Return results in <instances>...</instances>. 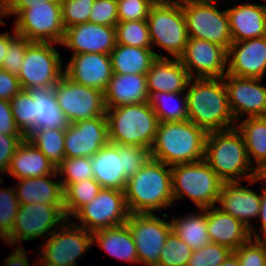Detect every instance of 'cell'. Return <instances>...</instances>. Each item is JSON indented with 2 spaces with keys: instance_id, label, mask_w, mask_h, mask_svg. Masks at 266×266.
I'll use <instances>...</instances> for the list:
<instances>
[{
  "instance_id": "7402d4cb",
  "label": "cell",
  "mask_w": 266,
  "mask_h": 266,
  "mask_svg": "<svg viewBox=\"0 0 266 266\" xmlns=\"http://www.w3.org/2000/svg\"><path fill=\"white\" fill-rule=\"evenodd\" d=\"M64 73L74 82L105 92L113 74L110 54L71 55L65 63Z\"/></svg>"
},
{
  "instance_id": "9f6ffc18",
  "label": "cell",
  "mask_w": 266,
  "mask_h": 266,
  "mask_svg": "<svg viewBox=\"0 0 266 266\" xmlns=\"http://www.w3.org/2000/svg\"><path fill=\"white\" fill-rule=\"evenodd\" d=\"M44 1L60 2L61 0H6V16L16 18L23 10L28 9V4L44 3Z\"/></svg>"
},
{
  "instance_id": "91938a15",
  "label": "cell",
  "mask_w": 266,
  "mask_h": 266,
  "mask_svg": "<svg viewBox=\"0 0 266 266\" xmlns=\"http://www.w3.org/2000/svg\"><path fill=\"white\" fill-rule=\"evenodd\" d=\"M3 17L6 16V3H0V26L7 24L5 20H3Z\"/></svg>"
},
{
  "instance_id": "7a4b0ae2",
  "label": "cell",
  "mask_w": 266,
  "mask_h": 266,
  "mask_svg": "<svg viewBox=\"0 0 266 266\" xmlns=\"http://www.w3.org/2000/svg\"><path fill=\"white\" fill-rule=\"evenodd\" d=\"M124 195L130 214L162 213L174 205L171 166L150 158L127 179Z\"/></svg>"
},
{
  "instance_id": "d6a6232c",
  "label": "cell",
  "mask_w": 266,
  "mask_h": 266,
  "mask_svg": "<svg viewBox=\"0 0 266 266\" xmlns=\"http://www.w3.org/2000/svg\"><path fill=\"white\" fill-rule=\"evenodd\" d=\"M110 58L115 74H146L157 56L152 48L116 44Z\"/></svg>"
},
{
  "instance_id": "f907efd6",
  "label": "cell",
  "mask_w": 266,
  "mask_h": 266,
  "mask_svg": "<svg viewBox=\"0 0 266 266\" xmlns=\"http://www.w3.org/2000/svg\"><path fill=\"white\" fill-rule=\"evenodd\" d=\"M24 139L25 137L23 135H6L0 133V176L6 174L11 158Z\"/></svg>"
},
{
  "instance_id": "1f68e13d",
  "label": "cell",
  "mask_w": 266,
  "mask_h": 266,
  "mask_svg": "<svg viewBox=\"0 0 266 266\" xmlns=\"http://www.w3.org/2000/svg\"><path fill=\"white\" fill-rule=\"evenodd\" d=\"M28 91L35 102V116L37 117L35 130L42 128L65 130L69 126L70 122L57 103L54 87H36Z\"/></svg>"
},
{
  "instance_id": "e7e4bbea",
  "label": "cell",
  "mask_w": 266,
  "mask_h": 266,
  "mask_svg": "<svg viewBox=\"0 0 266 266\" xmlns=\"http://www.w3.org/2000/svg\"><path fill=\"white\" fill-rule=\"evenodd\" d=\"M152 4H165L166 0H149Z\"/></svg>"
},
{
  "instance_id": "9c48e42d",
  "label": "cell",
  "mask_w": 266,
  "mask_h": 266,
  "mask_svg": "<svg viewBox=\"0 0 266 266\" xmlns=\"http://www.w3.org/2000/svg\"><path fill=\"white\" fill-rule=\"evenodd\" d=\"M50 42H31L26 49L25 57L17 75L24 90L30 88L54 87L64 74V63L57 47Z\"/></svg>"
},
{
  "instance_id": "94428289",
  "label": "cell",
  "mask_w": 266,
  "mask_h": 266,
  "mask_svg": "<svg viewBox=\"0 0 266 266\" xmlns=\"http://www.w3.org/2000/svg\"><path fill=\"white\" fill-rule=\"evenodd\" d=\"M2 241L9 246L7 236L0 230V242Z\"/></svg>"
},
{
  "instance_id": "5b68a950",
  "label": "cell",
  "mask_w": 266,
  "mask_h": 266,
  "mask_svg": "<svg viewBox=\"0 0 266 266\" xmlns=\"http://www.w3.org/2000/svg\"><path fill=\"white\" fill-rule=\"evenodd\" d=\"M106 117L110 143L151 149L159 119L149 102L106 108Z\"/></svg>"
},
{
  "instance_id": "11a10c76",
  "label": "cell",
  "mask_w": 266,
  "mask_h": 266,
  "mask_svg": "<svg viewBox=\"0 0 266 266\" xmlns=\"http://www.w3.org/2000/svg\"><path fill=\"white\" fill-rule=\"evenodd\" d=\"M13 250L8 254L7 258L4 259V266H37L38 255L34 253V261L29 262L28 251L23 247L12 246Z\"/></svg>"
},
{
  "instance_id": "bcb514c9",
  "label": "cell",
  "mask_w": 266,
  "mask_h": 266,
  "mask_svg": "<svg viewBox=\"0 0 266 266\" xmlns=\"http://www.w3.org/2000/svg\"><path fill=\"white\" fill-rule=\"evenodd\" d=\"M233 252L240 266H266V242L263 239L251 238Z\"/></svg>"
},
{
  "instance_id": "db71d44e",
  "label": "cell",
  "mask_w": 266,
  "mask_h": 266,
  "mask_svg": "<svg viewBox=\"0 0 266 266\" xmlns=\"http://www.w3.org/2000/svg\"><path fill=\"white\" fill-rule=\"evenodd\" d=\"M0 133L22 135L14 121L11 101L4 99H0Z\"/></svg>"
},
{
  "instance_id": "30bf717a",
  "label": "cell",
  "mask_w": 266,
  "mask_h": 266,
  "mask_svg": "<svg viewBox=\"0 0 266 266\" xmlns=\"http://www.w3.org/2000/svg\"><path fill=\"white\" fill-rule=\"evenodd\" d=\"M67 220L64 206L42 203L20 205L13 229L7 236L9 246L23 247L22 243L42 238L44 241Z\"/></svg>"
},
{
  "instance_id": "b9f144b4",
  "label": "cell",
  "mask_w": 266,
  "mask_h": 266,
  "mask_svg": "<svg viewBox=\"0 0 266 266\" xmlns=\"http://www.w3.org/2000/svg\"><path fill=\"white\" fill-rule=\"evenodd\" d=\"M4 178L0 180V185ZM19 201L16 196L14 185L10 187L0 186V230L8 236L14 225V221L19 209Z\"/></svg>"
},
{
  "instance_id": "4316f807",
  "label": "cell",
  "mask_w": 266,
  "mask_h": 266,
  "mask_svg": "<svg viewBox=\"0 0 266 266\" xmlns=\"http://www.w3.org/2000/svg\"><path fill=\"white\" fill-rule=\"evenodd\" d=\"M207 230L211 243L226 246L232 251L251 239L248 227L216 206L207 208Z\"/></svg>"
},
{
  "instance_id": "680465c9",
  "label": "cell",
  "mask_w": 266,
  "mask_h": 266,
  "mask_svg": "<svg viewBox=\"0 0 266 266\" xmlns=\"http://www.w3.org/2000/svg\"><path fill=\"white\" fill-rule=\"evenodd\" d=\"M219 266H240L237 255L232 251Z\"/></svg>"
},
{
  "instance_id": "d6986e66",
  "label": "cell",
  "mask_w": 266,
  "mask_h": 266,
  "mask_svg": "<svg viewBox=\"0 0 266 266\" xmlns=\"http://www.w3.org/2000/svg\"><path fill=\"white\" fill-rule=\"evenodd\" d=\"M108 143L107 117L69 123L65 129V158L92 157Z\"/></svg>"
},
{
  "instance_id": "ee69618b",
  "label": "cell",
  "mask_w": 266,
  "mask_h": 266,
  "mask_svg": "<svg viewBox=\"0 0 266 266\" xmlns=\"http://www.w3.org/2000/svg\"><path fill=\"white\" fill-rule=\"evenodd\" d=\"M232 252L228 247L217 243H209L194 250L186 266H219Z\"/></svg>"
},
{
  "instance_id": "ab89813d",
  "label": "cell",
  "mask_w": 266,
  "mask_h": 266,
  "mask_svg": "<svg viewBox=\"0 0 266 266\" xmlns=\"http://www.w3.org/2000/svg\"><path fill=\"white\" fill-rule=\"evenodd\" d=\"M192 254L193 250L189 245L171 230L160 252L157 266H186Z\"/></svg>"
},
{
  "instance_id": "8992f818",
  "label": "cell",
  "mask_w": 266,
  "mask_h": 266,
  "mask_svg": "<svg viewBox=\"0 0 266 266\" xmlns=\"http://www.w3.org/2000/svg\"><path fill=\"white\" fill-rule=\"evenodd\" d=\"M171 182L174 205L187 198L196 209L216 206L224 183L204 159L172 165Z\"/></svg>"
},
{
  "instance_id": "7c38bea8",
  "label": "cell",
  "mask_w": 266,
  "mask_h": 266,
  "mask_svg": "<svg viewBox=\"0 0 266 266\" xmlns=\"http://www.w3.org/2000/svg\"><path fill=\"white\" fill-rule=\"evenodd\" d=\"M13 26L17 35L31 42H50L61 45L65 29L62 22L60 2L28 4L14 18Z\"/></svg>"
},
{
  "instance_id": "2e32d148",
  "label": "cell",
  "mask_w": 266,
  "mask_h": 266,
  "mask_svg": "<svg viewBox=\"0 0 266 266\" xmlns=\"http://www.w3.org/2000/svg\"><path fill=\"white\" fill-rule=\"evenodd\" d=\"M265 79L239 77L226 74L223 77L228 104L235 121L250 117L266 116Z\"/></svg>"
},
{
  "instance_id": "ffe728a7",
  "label": "cell",
  "mask_w": 266,
  "mask_h": 266,
  "mask_svg": "<svg viewBox=\"0 0 266 266\" xmlns=\"http://www.w3.org/2000/svg\"><path fill=\"white\" fill-rule=\"evenodd\" d=\"M115 26L81 23L65 29L62 47L72 54L102 53L110 54L116 46Z\"/></svg>"
},
{
  "instance_id": "52a82bcc",
  "label": "cell",
  "mask_w": 266,
  "mask_h": 266,
  "mask_svg": "<svg viewBox=\"0 0 266 266\" xmlns=\"http://www.w3.org/2000/svg\"><path fill=\"white\" fill-rule=\"evenodd\" d=\"M147 23L152 50L157 57L179 58L183 54L189 37L181 4H153ZM160 49L165 52L162 54Z\"/></svg>"
},
{
  "instance_id": "be15d7a7",
  "label": "cell",
  "mask_w": 266,
  "mask_h": 266,
  "mask_svg": "<svg viewBox=\"0 0 266 266\" xmlns=\"http://www.w3.org/2000/svg\"><path fill=\"white\" fill-rule=\"evenodd\" d=\"M188 1H197V0H166V3H184V2H188Z\"/></svg>"
},
{
  "instance_id": "f35d334b",
  "label": "cell",
  "mask_w": 266,
  "mask_h": 266,
  "mask_svg": "<svg viewBox=\"0 0 266 266\" xmlns=\"http://www.w3.org/2000/svg\"><path fill=\"white\" fill-rule=\"evenodd\" d=\"M116 43L140 48H152L147 20L118 21Z\"/></svg>"
},
{
  "instance_id": "9a60e30c",
  "label": "cell",
  "mask_w": 266,
  "mask_h": 266,
  "mask_svg": "<svg viewBox=\"0 0 266 266\" xmlns=\"http://www.w3.org/2000/svg\"><path fill=\"white\" fill-rule=\"evenodd\" d=\"M57 103L70 123L106 117L104 92L81 85L65 73L54 86Z\"/></svg>"
},
{
  "instance_id": "44dd1931",
  "label": "cell",
  "mask_w": 266,
  "mask_h": 266,
  "mask_svg": "<svg viewBox=\"0 0 266 266\" xmlns=\"http://www.w3.org/2000/svg\"><path fill=\"white\" fill-rule=\"evenodd\" d=\"M264 79L266 76V36L233 42L227 53V73Z\"/></svg>"
},
{
  "instance_id": "8d00e7d4",
  "label": "cell",
  "mask_w": 266,
  "mask_h": 266,
  "mask_svg": "<svg viewBox=\"0 0 266 266\" xmlns=\"http://www.w3.org/2000/svg\"><path fill=\"white\" fill-rule=\"evenodd\" d=\"M27 139L57 167L65 159V130L36 129Z\"/></svg>"
},
{
  "instance_id": "e575fe53",
  "label": "cell",
  "mask_w": 266,
  "mask_h": 266,
  "mask_svg": "<svg viewBox=\"0 0 266 266\" xmlns=\"http://www.w3.org/2000/svg\"><path fill=\"white\" fill-rule=\"evenodd\" d=\"M149 104L159 122L188 119L186 92H156L150 96Z\"/></svg>"
},
{
  "instance_id": "8fae6325",
  "label": "cell",
  "mask_w": 266,
  "mask_h": 266,
  "mask_svg": "<svg viewBox=\"0 0 266 266\" xmlns=\"http://www.w3.org/2000/svg\"><path fill=\"white\" fill-rule=\"evenodd\" d=\"M181 5L189 38L211 41L229 49L233 41L229 17L223 6L201 0L188 1Z\"/></svg>"
},
{
  "instance_id": "4dcf8cb0",
  "label": "cell",
  "mask_w": 266,
  "mask_h": 266,
  "mask_svg": "<svg viewBox=\"0 0 266 266\" xmlns=\"http://www.w3.org/2000/svg\"><path fill=\"white\" fill-rule=\"evenodd\" d=\"M236 128L243 135L250 163L260 174H265L266 116L240 119Z\"/></svg>"
},
{
  "instance_id": "cb8c5ba5",
  "label": "cell",
  "mask_w": 266,
  "mask_h": 266,
  "mask_svg": "<svg viewBox=\"0 0 266 266\" xmlns=\"http://www.w3.org/2000/svg\"><path fill=\"white\" fill-rule=\"evenodd\" d=\"M20 205L42 203L64 206L63 185L57 170L43 177L18 179L14 184Z\"/></svg>"
},
{
  "instance_id": "c3c4849f",
  "label": "cell",
  "mask_w": 266,
  "mask_h": 266,
  "mask_svg": "<svg viewBox=\"0 0 266 266\" xmlns=\"http://www.w3.org/2000/svg\"><path fill=\"white\" fill-rule=\"evenodd\" d=\"M152 5L149 0H117L118 20H147Z\"/></svg>"
},
{
  "instance_id": "d590c367",
  "label": "cell",
  "mask_w": 266,
  "mask_h": 266,
  "mask_svg": "<svg viewBox=\"0 0 266 266\" xmlns=\"http://www.w3.org/2000/svg\"><path fill=\"white\" fill-rule=\"evenodd\" d=\"M62 185L64 211L67 219H70L82 206L91 202L102 189L94 178Z\"/></svg>"
},
{
  "instance_id": "83f0119b",
  "label": "cell",
  "mask_w": 266,
  "mask_h": 266,
  "mask_svg": "<svg viewBox=\"0 0 266 266\" xmlns=\"http://www.w3.org/2000/svg\"><path fill=\"white\" fill-rule=\"evenodd\" d=\"M55 171V165L25 138L11 158L9 168L2 178L8 176L18 180L31 177H43L53 174Z\"/></svg>"
},
{
  "instance_id": "816d5d0a",
  "label": "cell",
  "mask_w": 266,
  "mask_h": 266,
  "mask_svg": "<svg viewBox=\"0 0 266 266\" xmlns=\"http://www.w3.org/2000/svg\"><path fill=\"white\" fill-rule=\"evenodd\" d=\"M258 183L262 189L261 191V202H260V213L257 220L258 228L255 226L250 229L251 238L253 239H264L266 237V176L260 174L258 176ZM259 230V231H258Z\"/></svg>"
},
{
  "instance_id": "ba28073f",
  "label": "cell",
  "mask_w": 266,
  "mask_h": 266,
  "mask_svg": "<svg viewBox=\"0 0 266 266\" xmlns=\"http://www.w3.org/2000/svg\"><path fill=\"white\" fill-rule=\"evenodd\" d=\"M37 246L38 262L44 266H78L93 246V235L67 219Z\"/></svg>"
},
{
  "instance_id": "6125c7cd",
  "label": "cell",
  "mask_w": 266,
  "mask_h": 266,
  "mask_svg": "<svg viewBox=\"0 0 266 266\" xmlns=\"http://www.w3.org/2000/svg\"><path fill=\"white\" fill-rule=\"evenodd\" d=\"M201 1H204V2H207V3H214V4L218 5L219 3H221V1H223V3H225V1H227V0H201ZM236 1L238 2V0H236ZM232 2H235V0H233Z\"/></svg>"
},
{
  "instance_id": "f546056e",
  "label": "cell",
  "mask_w": 266,
  "mask_h": 266,
  "mask_svg": "<svg viewBox=\"0 0 266 266\" xmlns=\"http://www.w3.org/2000/svg\"><path fill=\"white\" fill-rule=\"evenodd\" d=\"M94 179L102 188L124 191L128 177L124 174L122 155L113 143L104 145L91 157Z\"/></svg>"
},
{
  "instance_id": "3957f363",
  "label": "cell",
  "mask_w": 266,
  "mask_h": 266,
  "mask_svg": "<svg viewBox=\"0 0 266 266\" xmlns=\"http://www.w3.org/2000/svg\"><path fill=\"white\" fill-rule=\"evenodd\" d=\"M204 160L224 183L260 175L250 163L243 135L236 127L207 133Z\"/></svg>"
},
{
  "instance_id": "277c9868",
  "label": "cell",
  "mask_w": 266,
  "mask_h": 266,
  "mask_svg": "<svg viewBox=\"0 0 266 266\" xmlns=\"http://www.w3.org/2000/svg\"><path fill=\"white\" fill-rule=\"evenodd\" d=\"M207 132L189 120L159 122L151 158L166 165L204 159Z\"/></svg>"
},
{
  "instance_id": "f1b7e54d",
  "label": "cell",
  "mask_w": 266,
  "mask_h": 266,
  "mask_svg": "<svg viewBox=\"0 0 266 266\" xmlns=\"http://www.w3.org/2000/svg\"><path fill=\"white\" fill-rule=\"evenodd\" d=\"M92 235L93 245L96 244L113 259L128 262L131 266L139 265L134 238L126 223L95 231Z\"/></svg>"
},
{
  "instance_id": "03108f58",
  "label": "cell",
  "mask_w": 266,
  "mask_h": 266,
  "mask_svg": "<svg viewBox=\"0 0 266 266\" xmlns=\"http://www.w3.org/2000/svg\"><path fill=\"white\" fill-rule=\"evenodd\" d=\"M0 3H6V0H0Z\"/></svg>"
},
{
  "instance_id": "d4e9b609",
  "label": "cell",
  "mask_w": 266,
  "mask_h": 266,
  "mask_svg": "<svg viewBox=\"0 0 266 266\" xmlns=\"http://www.w3.org/2000/svg\"><path fill=\"white\" fill-rule=\"evenodd\" d=\"M146 74H112L104 92L106 108L148 103Z\"/></svg>"
},
{
  "instance_id": "681fc988",
  "label": "cell",
  "mask_w": 266,
  "mask_h": 266,
  "mask_svg": "<svg viewBox=\"0 0 266 266\" xmlns=\"http://www.w3.org/2000/svg\"><path fill=\"white\" fill-rule=\"evenodd\" d=\"M117 0H95L89 16V22L106 26L118 23Z\"/></svg>"
},
{
  "instance_id": "ac0fdd59",
  "label": "cell",
  "mask_w": 266,
  "mask_h": 266,
  "mask_svg": "<svg viewBox=\"0 0 266 266\" xmlns=\"http://www.w3.org/2000/svg\"><path fill=\"white\" fill-rule=\"evenodd\" d=\"M257 183L258 176L244 183L243 181L223 183L216 207L251 229L257 223L260 213L261 192L251 188Z\"/></svg>"
},
{
  "instance_id": "7bdbcfd3",
  "label": "cell",
  "mask_w": 266,
  "mask_h": 266,
  "mask_svg": "<svg viewBox=\"0 0 266 266\" xmlns=\"http://www.w3.org/2000/svg\"><path fill=\"white\" fill-rule=\"evenodd\" d=\"M95 0H61V14L64 29L89 22Z\"/></svg>"
},
{
  "instance_id": "f5cc1de1",
  "label": "cell",
  "mask_w": 266,
  "mask_h": 266,
  "mask_svg": "<svg viewBox=\"0 0 266 266\" xmlns=\"http://www.w3.org/2000/svg\"><path fill=\"white\" fill-rule=\"evenodd\" d=\"M21 90L18 77L0 69V99L11 101Z\"/></svg>"
},
{
  "instance_id": "e0dca14e",
  "label": "cell",
  "mask_w": 266,
  "mask_h": 266,
  "mask_svg": "<svg viewBox=\"0 0 266 266\" xmlns=\"http://www.w3.org/2000/svg\"><path fill=\"white\" fill-rule=\"evenodd\" d=\"M228 50L211 41L189 38L179 57L191 78H223L227 73Z\"/></svg>"
},
{
  "instance_id": "f6af8a7d",
  "label": "cell",
  "mask_w": 266,
  "mask_h": 266,
  "mask_svg": "<svg viewBox=\"0 0 266 266\" xmlns=\"http://www.w3.org/2000/svg\"><path fill=\"white\" fill-rule=\"evenodd\" d=\"M122 155L123 171L129 178L136 174L151 158L150 149L131 145L115 144Z\"/></svg>"
},
{
  "instance_id": "5bb4252c",
  "label": "cell",
  "mask_w": 266,
  "mask_h": 266,
  "mask_svg": "<svg viewBox=\"0 0 266 266\" xmlns=\"http://www.w3.org/2000/svg\"><path fill=\"white\" fill-rule=\"evenodd\" d=\"M130 212L124 191L102 188L98 195L82 206L70 220L93 233L126 223ZM78 220V223L75 221Z\"/></svg>"
},
{
  "instance_id": "6f0895ef",
  "label": "cell",
  "mask_w": 266,
  "mask_h": 266,
  "mask_svg": "<svg viewBox=\"0 0 266 266\" xmlns=\"http://www.w3.org/2000/svg\"><path fill=\"white\" fill-rule=\"evenodd\" d=\"M17 36L15 28L13 26V32L0 33V69L2 67L5 55L7 53L10 42Z\"/></svg>"
},
{
  "instance_id": "6da1fadb",
  "label": "cell",
  "mask_w": 266,
  "mask_h": 266,
  "mask_svg": "<svg viewBox=\"0 0 266 266\" xmlns=\"http://www.w3.org/2000/svg\"><path fill=\"white\" fill-rule=\"evenodd\" d=\"M186 97L187 120L207 133L236 127L223 78H191Z\"/></svg>"
},
{
  "instance_id": "4fadbf2b",
  "label": "cell",
  "mask_w": 266,
  "mask_h": 266,
  "mask_svg": "<svg viewBox=\"0 0 266 266\" xmlns=\"http://www.w3.org/2000/svg\"><path fill=\"white\" fill-rule=\"evenodd\" d=\"M160 216V217H159ZM136 245L141 266H157L165 240L172 230L167 212L133 213L126 221Z\"/></svg>"
},
{
  "instance_id": "484cf974",
  "label": "cell",
  "mask_w": 266,
  "mask_h": 266,
  "mask_svg": "<svg viewBox=\"0 0 266 266\" xmlns=\"http://www.w3.org/2000/svg\"><path fill=\"white\" fill-rule=\"evenodd\" d=\"M190 79L179 58L157 57L146 73L150 96L156 92H186Z\"/></svg>"
},
{
  "instance_id": "603a6c76",
  "label": "cell",
  "mask_w": 266,
  "mask_h": 266,
  "mask_svg": "<svg viewBox=\"0 0 266 266\" xmlns=\"http://www.w3.org/2000/svg\"><path fill=\"white\" fill-rule=\"evenodd\" d=\"M241 2V3H240ZM226 8L233 42L266 36V4L245 0ZM243 2V3H242ZM260 3V4H259Z\"/></svg>"
},
{
  "instance_id": "836d02e7",
  "label": "cell",
  "mask_w": 266,
  "mask_h": 266,
  "mask_svg": "<svg viewBox=\"0 0 266 266\" xmlns=\"http://www.w3.org/2000/svg\"><path fill=\"white\" fill-rule=\"evenodd\" d=\"M172 231L194 251L210 243L207 230V208L186 212L183 216H173Z\"/></svg>"
},
{
  "instance_id": "7dc6e473",
  "label": "cell",
  "mask_w": 266,
  "mask_h": 266,
  "mask_svg": "<svg viewBox=\"0 0 266 266\" xmlns=\"http://www.w3.org/2000/svg\"><path fill=\"white\" fill-rule=\"evenodd\" d=\"M30 43L25 37L17 35L9 44L1 69L17 76Z\"/></svg>"
},
{
  "instance_id": "60d3db41",
  "label": "cell",
  "mask_w": 266,
  "mask_h": 266,
  "mask_svg": "<svg viewBox=\"0 0 266 266\" xmlns=\"http://www.w3.org/2000/svg\"><path fill=\"white\" fill-rule=\"evenodd\" d=\"M56 170L62 184L78 183L94 178L91 157L65 158Z\"/></svg>"
},
{
  "instance_id": "74e56055",
  "label": "cell",
  "mask_w": 266,
  "mask_h": 266,
  "mask_svg": "<svg viewBox=\"0 0 266 266\" xmlns=\"http://www.w3.org/2000/svg\"><path fill=\"white\" fill-rule=\"evenodd\" d=\"M11 108L16 126L27 138L34 130L37 122L35 102L28 90L22 89L12 100Z\"/></svg>"
}]
</instances>
